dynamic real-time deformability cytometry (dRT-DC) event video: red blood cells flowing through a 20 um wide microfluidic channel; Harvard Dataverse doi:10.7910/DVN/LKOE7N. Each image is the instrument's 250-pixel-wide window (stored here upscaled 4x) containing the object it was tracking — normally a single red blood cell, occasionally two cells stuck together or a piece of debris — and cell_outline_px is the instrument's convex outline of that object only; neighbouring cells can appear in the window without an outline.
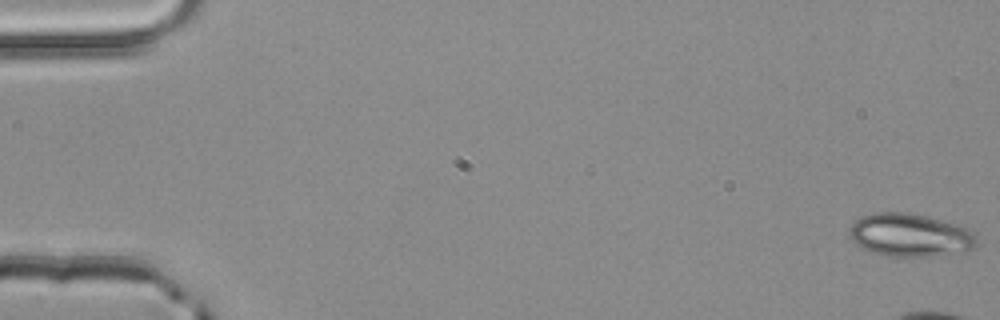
{"species": "common noctule bat (a hibernating species)", "species_latin": "Nyctalus noctula", "temperature_condition": "room temperature", "stored_images_in_passage": 11, "camera_frame_rate_fps": 3000, "um_per_image_px": 0.085, "animal": {"sex": "male", "body_mass_g": 20.4}, "frame": {"image": 1, "passage_image": 1, "time_ms": 0.0, "image_size_px": [1000, 320], "cell_outline_px": [[976, 244], [972, 248], [928, 256], [892, 256], [876, 252], [864, 248], [856, 244], [848, 236], [848, 232], [852, 224], [860, 216], [876, 212], [908, 212], [928, 216], [956, 224], [972, 232], [976, 236]], "centroid_in_image_um": [77.29, 19.94], "position_along_channel_um": 7.7, "area_um2": 31.33}}